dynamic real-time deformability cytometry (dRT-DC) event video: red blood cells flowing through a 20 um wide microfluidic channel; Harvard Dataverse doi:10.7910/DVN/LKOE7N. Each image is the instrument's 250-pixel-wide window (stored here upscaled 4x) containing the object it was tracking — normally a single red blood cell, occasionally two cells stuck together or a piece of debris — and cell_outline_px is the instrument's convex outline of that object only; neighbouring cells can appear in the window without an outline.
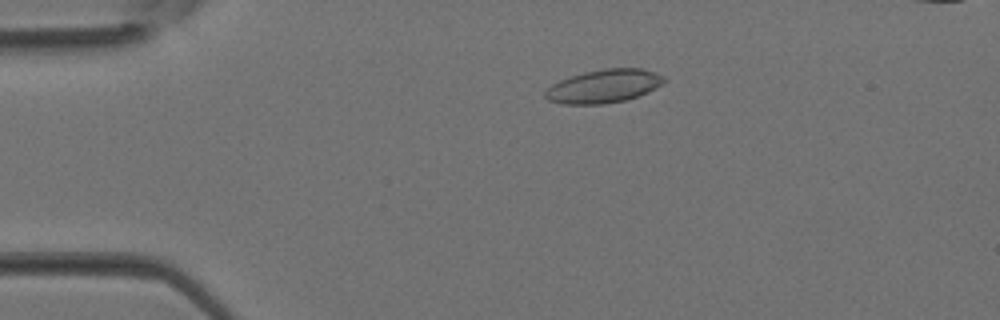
{"species": "Egyptian fruit bat (a non-hibernating species)", "species_latin": "Rousettus aegyptiacus", "temperature_condition": "room temperature", "stored_images_in_passage": 39, "segment_of_instrument_passage": [1, 2], "camera_frame_rate_fps": 3000, "um_per_image_px": 0.085, "animal": {"sex": "female"}, "frame": {"image": 1, "passage_image": 8, "time_ms": 2.333, "image_size_px": [1000, 320], "cell_outline_px": [[668, 80], [664, 84], [648, 92], [624, 100], [604, 104], [564, 104], [548, 100], [544, 96], [544, 92], [552, 84], [560, 80], [584, 72], [604, 68], [640, 68], [656, 72], [664, 76]], "centroid_in_image_um": [51.36, 7.32], "position_along_channel_um": 33.6, "area_um2": 23.18}}
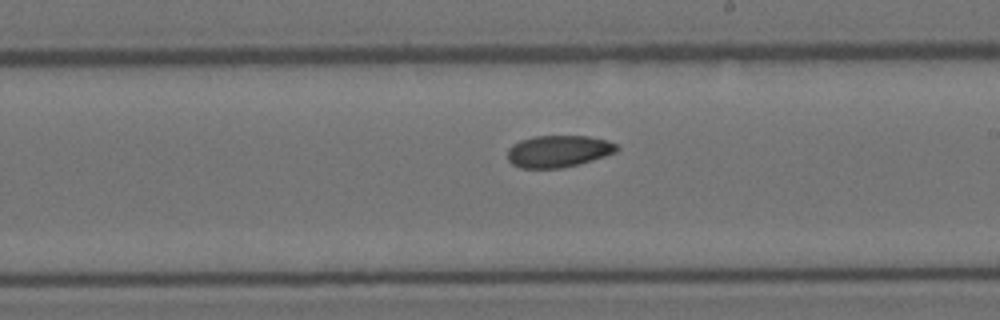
{"frame": {"image": 2, "passage_image": 22, "time_ms": 7.0, "image_size_px": [1000, 320], "cell_outline_px": [[620, 148], [616, 152], [592, 160], [560, 168], [520, 168], [512, 164], [508, 160], [508, 148], [512, 144], [520, 140], [532, 136], [588, 136], [608, 140], [616, 144]], "centroid_in_image_um": [47.44, 12.84], "position_along_channel_um": 241.6, "area_um2": 20.35}}
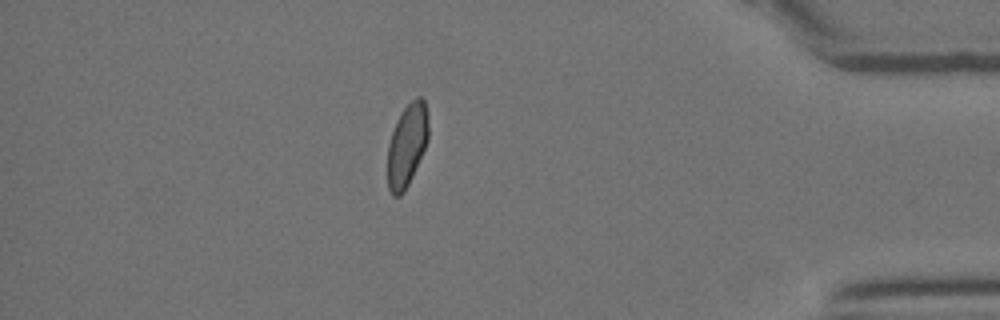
{"frame": {"image": 3, "passage_image": 33, "time_ms": 10.667, "image_size_px": [1000, 320], "cell_outline_px": [[428, 140], [412, 176], [404, 192], [400, 196], [392, 196], [388, 188], [388, 144], [396, 120], [400, 112], [416, 96], [420, 96], [424, 100], [428, 112]], "centroid_in_image_um": [34.59, 12.31], "position_along_channel_um": 400.6, "area_um2": 19.71}}